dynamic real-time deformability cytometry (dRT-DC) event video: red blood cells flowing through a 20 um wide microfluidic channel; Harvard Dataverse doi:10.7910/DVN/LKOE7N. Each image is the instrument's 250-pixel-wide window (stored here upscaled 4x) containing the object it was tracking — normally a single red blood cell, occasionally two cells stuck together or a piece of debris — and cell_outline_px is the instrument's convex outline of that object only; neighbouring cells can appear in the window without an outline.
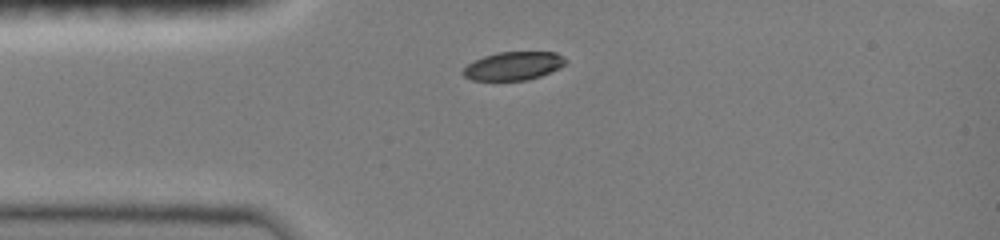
{"species": "common noctule bat (a hibernating species)", "species_latin": "Nyctalus noctula", "temperature_condition": "room temperature", "stored_images_in_passage": 2, "camera_frame_rate_fps": 3000, "um_per_image_px": 0.085, "animal": {"sex": "female", "body_mass_g": 19.0, "forearm_length_mm": 51.5}, "frame": {"image": 1, "passage_image": 1, "time_ms": 0.0, "image_size_px": [1000, 240], "cell_outline_px": [[568, 60], [560, 68], [540, 76], [528, 80], [472, 80], [464, 76], [460, 72], [468, 64], [484, 56], [496, 52], [556, 52], [564, 56]], "centroid_in_image_um": [43.66, 5.6], "position_along_channel_um": 41.3, "area_um2": 16.99}}